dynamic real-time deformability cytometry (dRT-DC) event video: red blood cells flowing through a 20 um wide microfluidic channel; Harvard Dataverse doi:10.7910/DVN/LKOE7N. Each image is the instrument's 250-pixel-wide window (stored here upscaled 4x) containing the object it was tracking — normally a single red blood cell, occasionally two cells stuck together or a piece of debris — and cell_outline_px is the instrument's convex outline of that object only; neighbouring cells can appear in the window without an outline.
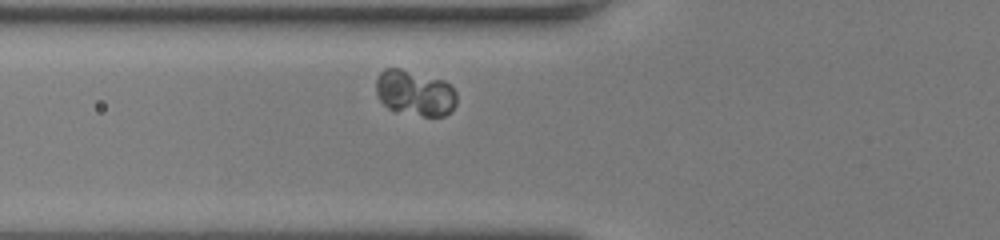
{"species": "human", "species_latin": "Homo sapiens", "temperature_condition": "room temperature", "stored_images_in_passage": 40, "camera_frame_rate_fps": 3000, "um_per_image_px": 0.085, "donor": {"sex": "female"}, "frame": {"image": 1, "passage_image": 6, "time_ms": 1.667, "image_size_px": [1000, 240], "cell_outline_px": [[456, 104], [444, 116], [424, 116], [388, 108], [380, 100], [376, 92], [376, 80], [380, 72], [384, 68], [400, 68], [444, 80], [456, 92]], "centroid_in_image_um": [35.25, 7.88], "position_along_channel_um": 90.5, "area_um2": 21.15}}
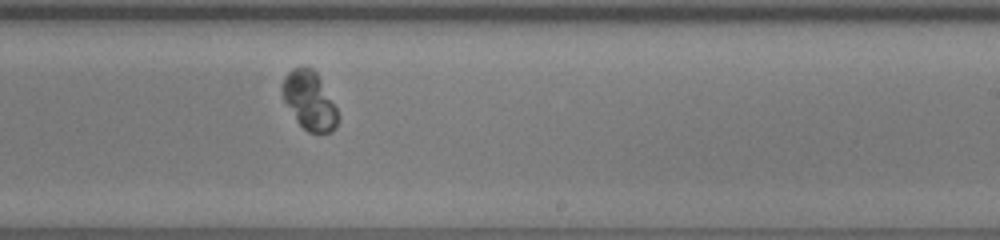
{"frame": {"image": 2, "passage_image": 20, "time_ms": 6.333, "image_size_px": [1000, 240], "cell_outline_px": [[340, 116], [336, 128], [332, 132], [308, 132], [296, 120], [284, 100], [280, 88], [284, 76], [292, 68], [312, 68], [316, 72], [336, 108]], "centroid_in_image_um": [26.29, 8.56], "position_along_channel_um": 262.7, "area_um2": 18.73}}
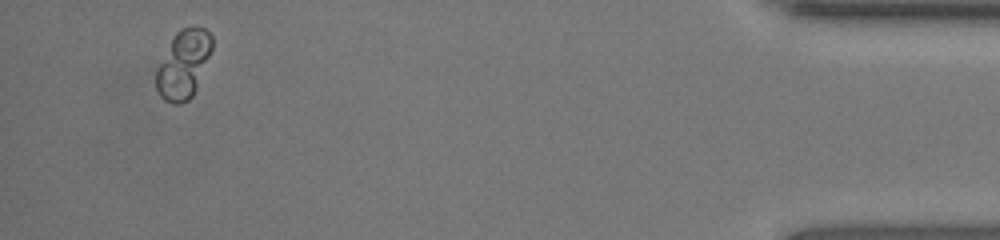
{"frame": {"image": 3, "passage_image": 38, "time_ms": 12.333, "image_size_px": [1000, 240], "cell_outline_px": [[212, 48], [196, 88], [192, 96], [188, 100], [180, 104], [172, 104], [164, 100], [160, 96], [156, 88], [156, 68], [176, 32], [180, 28], [204, 28], [212, 36]], "centroid_in_image_um": [15.57, 5.49], "position_along_channel_um": 419.6, "area_um2": 21.85}, "authors_computed_cell_mechanics": {"area_um2": 20.2878, "velocity_mm_per_s": 3.7017, "shape_relaxation_time_tau1_ms": 0.9318, "shape_relaxation_time_tau2_ms": null, "deformation_change_tau1": 0.0365, "deformation_change_tau2": null}}